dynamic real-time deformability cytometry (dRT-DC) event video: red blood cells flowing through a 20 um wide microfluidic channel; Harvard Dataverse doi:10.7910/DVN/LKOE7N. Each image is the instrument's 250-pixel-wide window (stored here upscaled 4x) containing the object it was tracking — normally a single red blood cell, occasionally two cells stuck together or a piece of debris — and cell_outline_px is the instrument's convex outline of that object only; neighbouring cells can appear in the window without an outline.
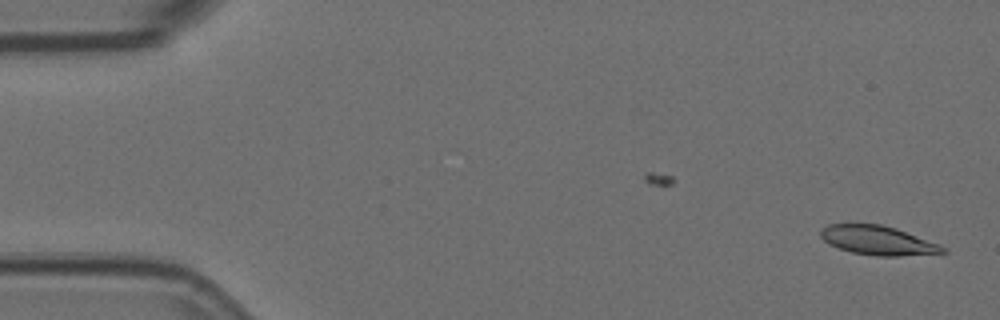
{"species": "Egyptian fruit bat (a non-hibernating species)", "species_latin": "Rousettus aegyptiacus", "temperature_condition": "room temperature", "stored_images_in_passage": 49, "camera_frame_rate_fps": 3000, "um_per_image_px": 0.085, "animal": {"sex": "female"}, "frame": {"image": 1, "passage_image": 1, "time_ms": 0.0, "image_size_px": [1000, 320], "cell_outline_px": [[948, 252], [900, 256], [876, 256], [852, 252], [828, 244], [820, 236], [820, 232], [828, 224], [880, 224], [896, 228], [940, 244], [948, 248]], "centroid_in_image_um": [74.66, 20.44], "position_along_channel_um": 10.3, "area_um2": 20.69}}
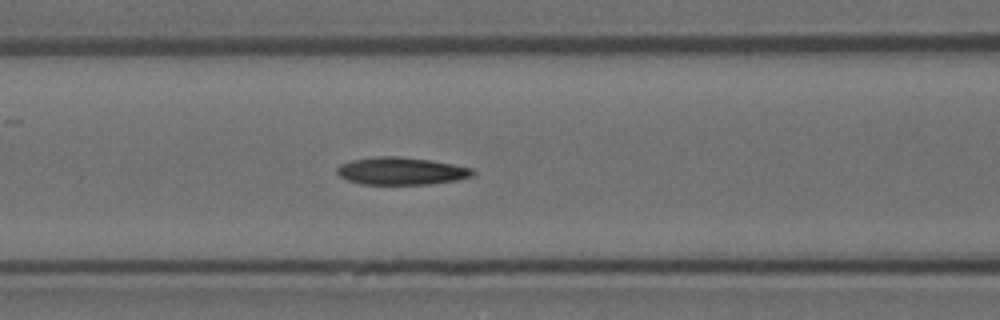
{"frame": {"image": 2, "passage_image": 22, "time_ms": 7.0, "image_size_px": [1000, 320], "cell_outline_px": [[476, 172], [472, 176], [456, 180], [432, 184], [360, 184], [348, 180], [340, 176], [336, 172], [336, 168], [340, 164], [352, 160], [376, 156], [400, 156], [428, 160], [452, 164], [472, 168]], "centroid_in_image_um": [34.09, 14.53], "position_along_channel_um": 132.5, "area_um2": 21.73}}
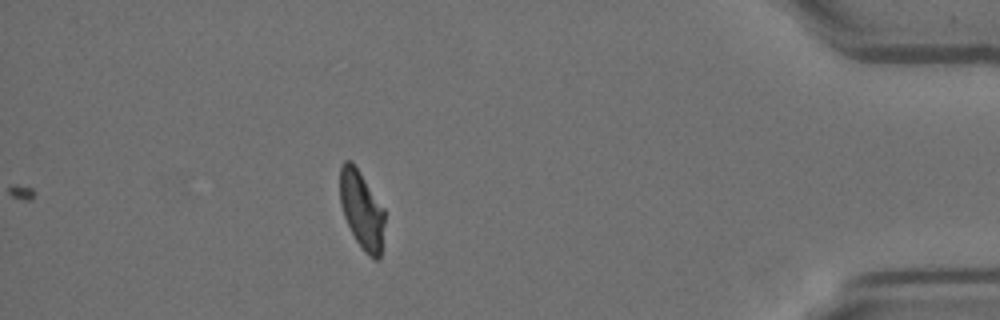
{"frame": {"image": 3, "passage_image": 49, "time_ms": 16.0, "image_size_px": [1000, 320], "cell_outline_px": [[384, 224], [380, 260], [376, 260], [368, 256], [364, 252], [356, 240], [344, 216], [340, 204], [340, 164], [344, 160], [352, 160], [384, 208]], "centroid_in_image_um": [30.74, 17.83], "position_along_channel_um": 404.5, "area_um2": 20.35}, "authors_computed_cell_mechanics": {"area_um2": 21.5016, "velocity_mm_per_s": 3.5628, "shape_relaxation_time_tau1_ms": null, "shape_relaxation_time_tau2_ms": 8.3682, "deformation_change_tau1": null, "deformation_change_tau2": 0.1695}}